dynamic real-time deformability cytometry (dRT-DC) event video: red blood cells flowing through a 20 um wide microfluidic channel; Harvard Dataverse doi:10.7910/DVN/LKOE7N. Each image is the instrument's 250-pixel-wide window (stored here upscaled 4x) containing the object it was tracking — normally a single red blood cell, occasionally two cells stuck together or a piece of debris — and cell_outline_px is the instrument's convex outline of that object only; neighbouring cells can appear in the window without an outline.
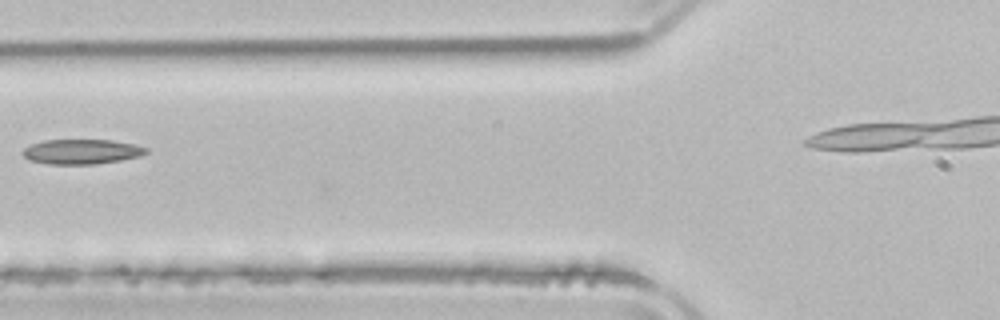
{"species": "common noctule bat (a hibernating species)", "species_latin": "Nyctalus noctula", "temperature_condition": "room temperature", "stored_images_in_passage": 8, "segment_of_instrument_passage": [1, 2], "camera_frame_rate_fps": 3000, "um_per_image_px": 0.085, "animal": {"sex": "male", "body_mass_g": 21.5, "forearm_length_mm": 52.0}, "frame": {"image": 1, "passage_image": 7, "time_ms": 7.333, "image_size_px": [1000, 320], "cell_outline_px": [[148, 152], [140, 156], [120, 160], [96, 164], [48, 164], [28, 160], [20, 152], [24, 148], [32, 144], [44, 140], [112, 140], [136, 144], [148, 148]], "centroid_in_image_um": [6.94, 12.89], "position_along_channel_um": 118.9, "area_um2": 17.98}}